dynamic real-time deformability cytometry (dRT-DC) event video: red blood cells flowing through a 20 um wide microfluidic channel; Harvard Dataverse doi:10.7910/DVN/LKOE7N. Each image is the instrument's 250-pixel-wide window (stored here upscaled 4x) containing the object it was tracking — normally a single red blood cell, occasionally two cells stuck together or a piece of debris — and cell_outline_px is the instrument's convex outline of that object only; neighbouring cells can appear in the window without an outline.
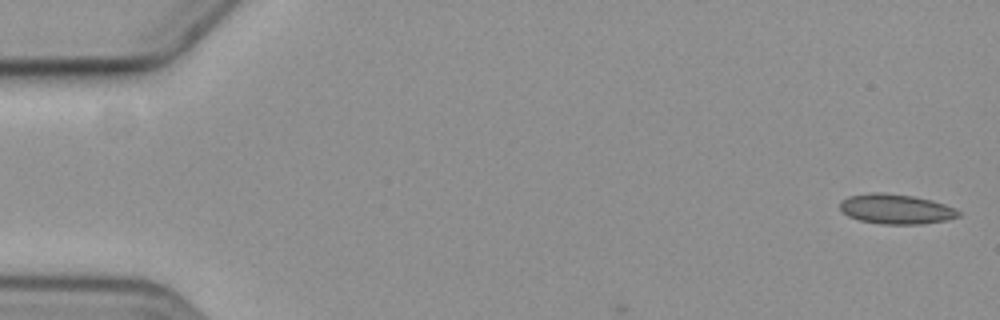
{"species": "common noctule bat (a hibernating species)", "species_latin": "Nyctalus noctula", "temperature_condition": "cold", "stored_images_in_passage": 3, "camera_frame_rate_fps": 3000, "um_per_image_px": 0.085, "animal": {"sex": "female", "body_mass_g": 19.3, "forearm_length_mm": 54.1}, "frame": {"image": 1, "passage_image": 1, "time_ms": 0.0, "image_size_px": [1000, 320], "cell_outline_px": [[960, 216], [944, 220], [920, 224], [880, 224], [860, 220], [848, 216], [840, 208], [840, 204], [848, 196], [868, 192], [884, 192], [912, 196], [932, 200], [956, 208], [960, 212]], "centroid_in_image_um": [76.16, 17.76], "position_along_channel_um": 8.8, "area_um2": 20.58}}